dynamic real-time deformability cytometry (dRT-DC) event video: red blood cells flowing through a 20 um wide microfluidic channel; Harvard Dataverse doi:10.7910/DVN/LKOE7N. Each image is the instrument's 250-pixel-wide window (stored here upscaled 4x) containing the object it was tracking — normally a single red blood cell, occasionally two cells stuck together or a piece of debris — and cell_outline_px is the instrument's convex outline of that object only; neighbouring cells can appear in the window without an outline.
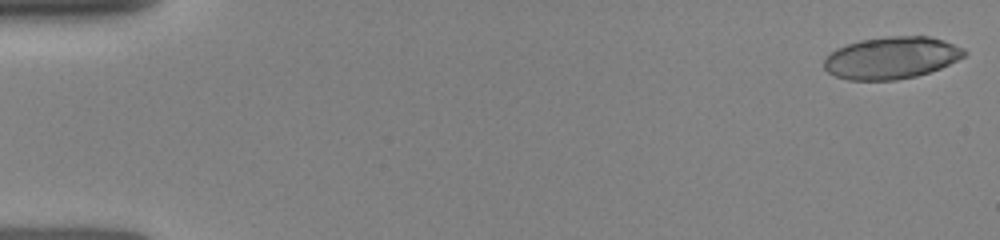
{"species": "human", "species_latin": "Homo sapiens", "temperature_condition": "room temperature", "stored_images_in_passage": 36, "camera_frame_rate_fps": 3000, "um_per_image_px": 0.085, "donor": {"sex": "female"}, "frame": {"image": 1, "passage_image": 1, "time_ms": 0.0, "image_size_px": [1000, 240], "cell_outline_px": [[968, 52], [964, 56], [940, 68], [916, 76], [896, 80], [848, 80], [836, 76], [828, 72], [824, 68], [824, 60], [828, 52], [836, 48], [860, 40], [888, 36], [928, 36], [944, 40], [964, 48]], "centroid_in_image_um": [75.75, 4.91], "position_along_channel_um": 9.2, "area_um2": 34.45}}
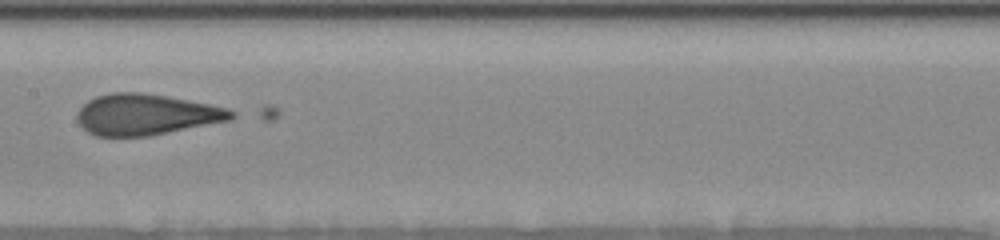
{"frame": {"image": 2, "passage_image": 18, "time_ms": 8.0, "image_size_px": [1000, 240], "cell_outline_px": [[236, 116], [232, 120], [152, 136], [96, 136], [88, 132], [76, 120], [76, 112], [88, 100], [96, 96], [112, 92], [144, 92], [188, 100], [228, 108], [236, 112]], "centroid_in_image_um": [12.44, 9.74], "position_along_channel_um": 195.0, "area_um2": 37.17}}
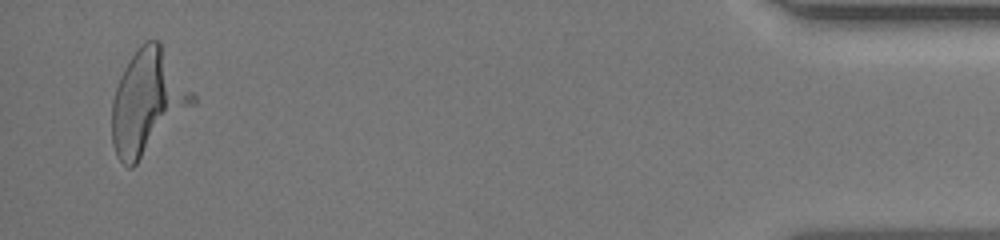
{"frame": {"image": 3, "passage_image": 35, "time_ms": 15.333, "image_size_px": [1000, 240], "cell_outline_px": [[196, 104], [132, 168], [128, 168], [116, 156], [112, 144], [112, 100], [120, 76], [128, 60], [140, 44], [144, 40], [160, 40], [196, 96]], "centroid_in_image_um": [12.56, 8.65], "position_along_channel_um": 422.6, "area_um2": 49.07}}